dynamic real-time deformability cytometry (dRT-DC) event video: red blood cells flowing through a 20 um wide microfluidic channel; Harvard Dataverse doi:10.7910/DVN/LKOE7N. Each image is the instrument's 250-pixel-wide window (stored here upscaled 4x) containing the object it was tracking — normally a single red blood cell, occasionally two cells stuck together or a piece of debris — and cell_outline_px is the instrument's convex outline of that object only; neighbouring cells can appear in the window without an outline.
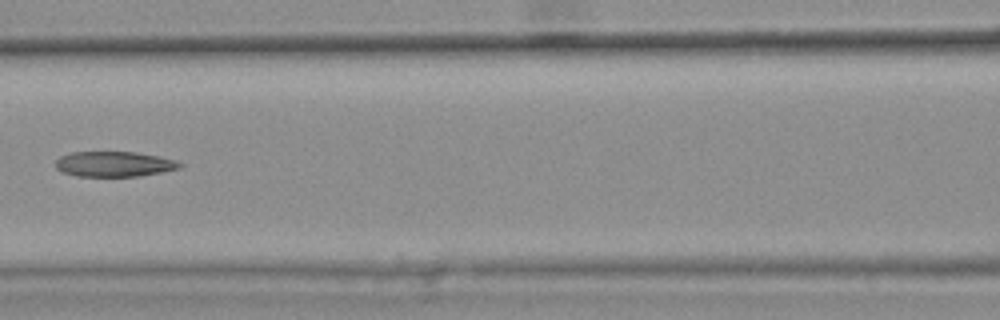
{"species": "common noctule bat (a hibernating species)", "species_latin": "Nyctalus noctula", "temperature_condition": "warm", "stored_images_in_passage": 6, "camera_frame_rate_fps": 3000, "um_per_image_px": 0.085, "animal": {"sex": "female", "body_mass_g": 25.1}, "frame": {"image": 1, "passage_image": 6, "time_ms": 1.667, "image_size_px": [1000, 320], "cell_outline_px": [[184, 164], [180, 168], [140, 176], [76, 176], [64, 172], [56, 168], [56, 160], [60, 156], [72, 152], [136, 152], [160, 156], [176, 160]], "centroid_in_image_um": [9.73, 13.94], "position_along_channel_um": 156.9, "area_um2": 18.26}}